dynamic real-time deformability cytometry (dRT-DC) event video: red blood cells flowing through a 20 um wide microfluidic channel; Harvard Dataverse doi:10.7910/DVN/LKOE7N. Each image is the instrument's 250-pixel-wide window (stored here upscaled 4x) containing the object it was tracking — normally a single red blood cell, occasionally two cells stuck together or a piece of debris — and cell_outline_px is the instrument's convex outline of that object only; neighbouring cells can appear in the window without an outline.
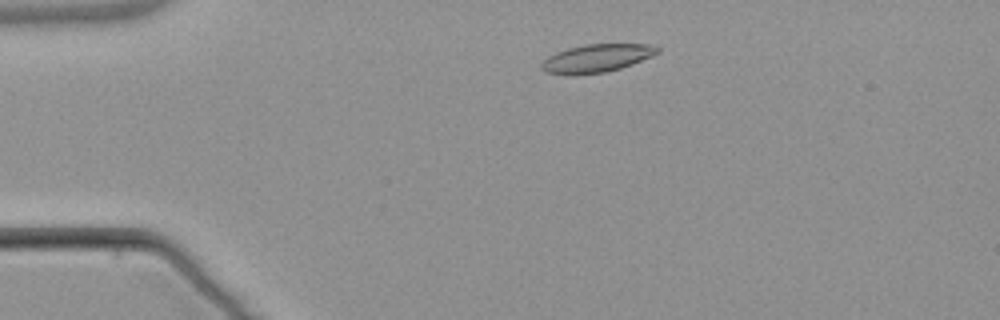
{"species": "common noctule bat (a hibernating species)", "species_latin": "Nyctalus noctula", "temperature_condition": "warm", "stored_images_in_passage": 3, "camera_frame_rate_fps": 3000, "um_per_image_px": 0.085, "animal": {"sex": "male", "body_mass_g": 21.5, "forearm_length_mm": 52.0}, "frame": {"image": 1, "passage_image": 2, "time_ms": 1.333, "image_size_px": [1000, 320], "cell_outline_px": [[660, 52], [652, 56], [632, 64], [620, 68], [604, 72], [548, 72], [540, 68], [540, 64], [548, 56], [556, 52], [568, 48], [584, 44], [652, 44], [660, 48]], "centroid_in_image_um": [50.79, 4.89], "position_along_channel_um": 34.2, "area_um2": 18.26}}